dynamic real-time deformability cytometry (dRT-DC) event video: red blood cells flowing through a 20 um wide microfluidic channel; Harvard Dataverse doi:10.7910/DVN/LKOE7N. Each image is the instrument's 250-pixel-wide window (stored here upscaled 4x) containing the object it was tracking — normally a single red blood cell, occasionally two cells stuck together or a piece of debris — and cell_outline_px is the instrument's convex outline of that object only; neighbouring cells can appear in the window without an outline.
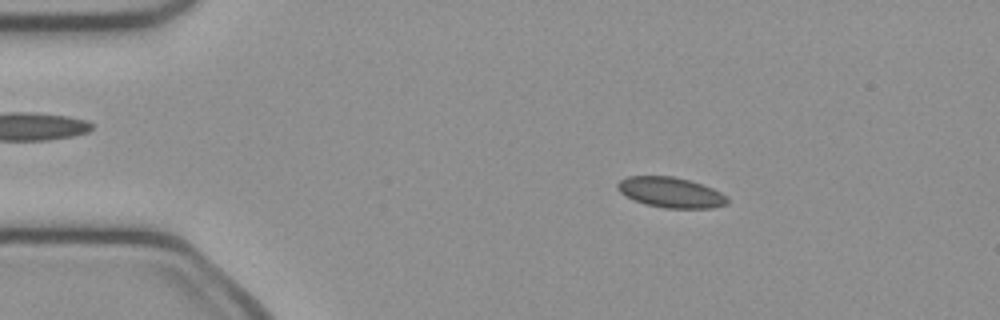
{"species": "common noctule bat (a hibernating species)", "species_latin": "Nyctalus noctula", "temperature_condition": "cold", "stored_images_in_passage": 49, "camera_frame_rate_fps": 3000, "um_per_image_px": 0.085, "animal": {"sex": "female", "body_mass_g": 21.9}, "frame": {"image": 1, "passage_image": 7, "time_ms": 2.0, "image_size_px": [1000, 320], "cell_outline_px": [[728, 204], [712, 208], [664, 208], [644, 204], [632, 200], [620, 192], [616, 188], [616, 184], [620, 180], [628, 176], [672, 176], [688, 180], [712, 188], [728, 196]], "centroid_in_image_um": [56.99, 16.36], "position_along_channel_um": 28.0, "area_um2": 19.54}}
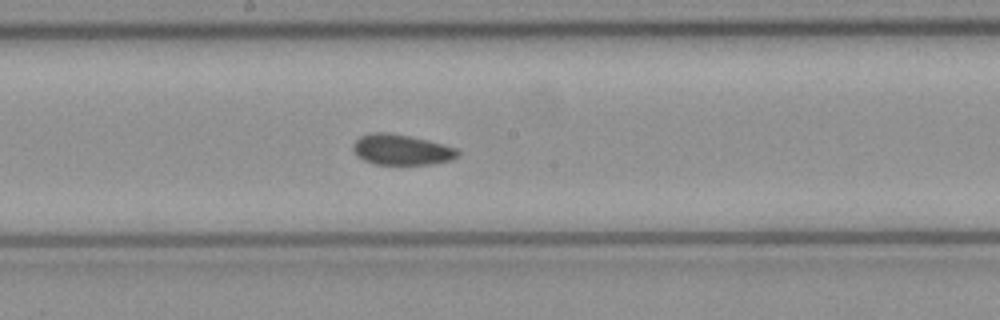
{"frame": {"image": 2, "passage_image": 25, "time_ms": 8.0, "image_size_px": [1000, 320], "cell_outline_px": [[460, 156], [452, 160], [432, 164], [372, 164], [356, 156], [352, 148], [352, 144], [360, 136], [372, 132], [388, 132], [428, 140], [456, 148], [460, 152]], "centroid_in_image_um": [34.11, 12.73], "position_along_channel_um": 214.1, "area_um2": 18.79}}
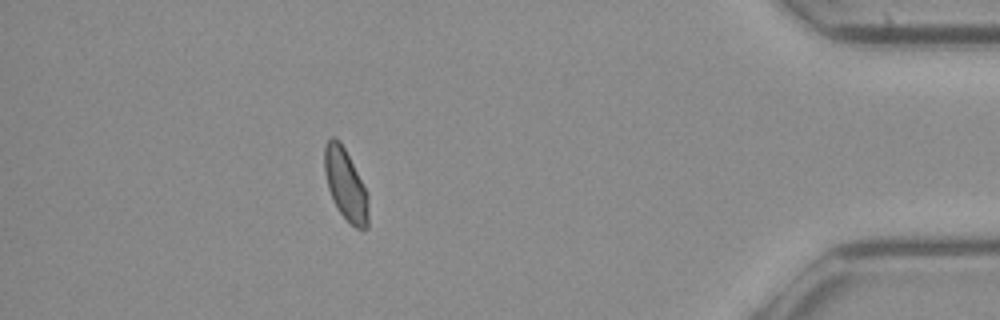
{"frame": {"image": 3, "passage_image": 43, "time_ms": 14.0, "image_size_px": [1000, 320], "cell_outline_px": [[368, 228], [356, 228], [336, 208], [332, 200], [328, 188], [324, 172], [324, 148], [328, 140], [332, 136], [344, 148], [368, 192]], "centroid_in_image_um": [29.37, 15.72], "position_along_channel_um": 405.8, "area_um2": 18.03}, "authors_computed_cell_mechanics": {"area_um2": 18.785, "velocity_mm_per_s": 4.0647, "shape_relaxation_time_tau1_ms": 9.8633, "shape_relaxation_time_tau2_ms": 4.4317, "deformation_change_tau1": 0.0992, "deformation_change_tau2": 0.0871}}